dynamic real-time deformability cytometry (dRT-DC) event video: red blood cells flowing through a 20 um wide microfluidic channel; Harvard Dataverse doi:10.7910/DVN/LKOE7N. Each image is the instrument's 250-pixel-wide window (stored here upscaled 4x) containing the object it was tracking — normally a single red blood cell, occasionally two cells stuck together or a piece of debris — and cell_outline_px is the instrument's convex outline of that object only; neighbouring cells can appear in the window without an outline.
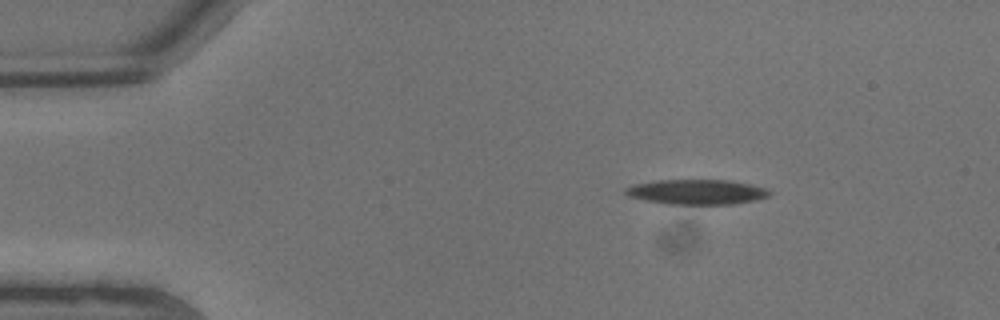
{"species": "common noctule bat (a hibernating species)", "species_latin": "Nyctalus noctula", "temperature_condition": "warm", "stored_images_in_passage": 5, "camera_frame_rate_fps": 3000, "um_per_image_px": 0.085, "animal": {"sex": "male", "body_mass_g": 13.3}, "frame": {"image": 1, "passage_image": 1, "time_ms": 0.0, "image_size_px": [1000, 320], "cell_outline_px": [[772, 192], [768, 196], [756, 200], [732, 204], [668, 204], [644, 200], [628, 196], [624, 192], [624, 188], [636, 184], [656, 180], [732, 180], [768, 188]], "centroid_in_image_um": [59.25, 16.31], "position_along_channel_um": 25.8, "area_um2": 21.04}}
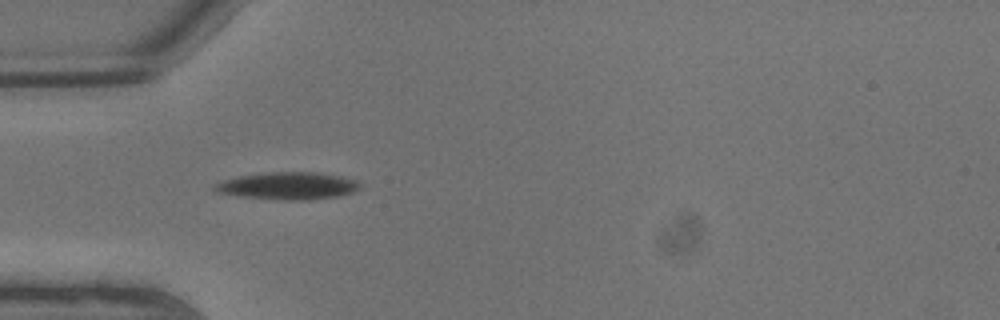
{"frame": {"image": 2, "passage_image": 4, "time_ms": 1.0, "image_size_px": [1000, 320], "cell_outline_px": [[360, 188], [352, 192], [340, 196], [308, 200], [284, 200], [244, 196], [216, 192], [212, 188], [212, 184], [224, 180], [240, 176], [264, 172], [320, 172], [340, 176], [356, 180], [360, 184]], "centroid_in_image_um": [24.48, 15.79], "position_along_channel_um": 60.5, "area_um2": 23.12}}